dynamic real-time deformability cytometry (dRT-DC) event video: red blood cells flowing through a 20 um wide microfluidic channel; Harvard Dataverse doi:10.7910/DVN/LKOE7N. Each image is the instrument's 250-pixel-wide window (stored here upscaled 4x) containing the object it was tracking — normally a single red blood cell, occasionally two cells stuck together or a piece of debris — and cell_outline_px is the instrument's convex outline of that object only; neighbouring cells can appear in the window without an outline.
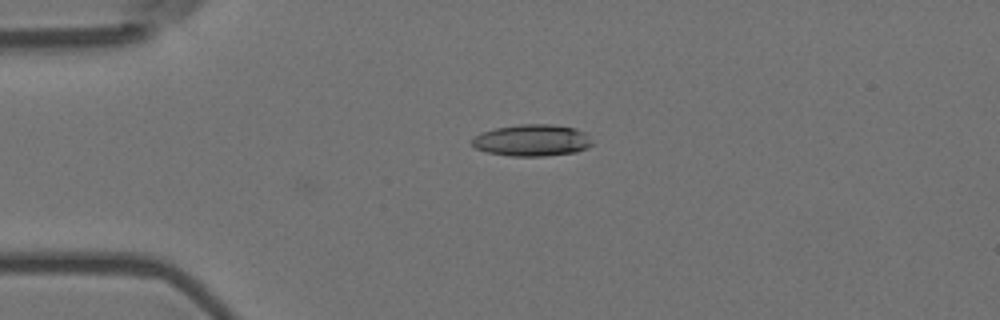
{"species": "Egyptian fruit bat (a non-hibernating species)", "species_latin": "Rousettus aegyptiacus", "temperature_condition": "room temperature", "stored_images_in_passage": 2, "camera_frame_rate_fps": 3000, "um_per_image_px": 0.085, "animal": {"sex": "female"}, "frame": {"image": 1, "passage_image": 2, "time_ms": 0.333, "image_size_px": [1000, 320], "cell_outline_px": [[592, 144], [576, 152], [544, 156], [508, 156], [488, 152], [476, 148], [472, 144], [472, 140], [480, 132], [496, 128], [520, 124], [552, 124], [576, 128], [584, 132]], "centroid_in_image_um": [45.2, 11.92], "position_along_channel_um": 39.8, "area_um2": 22.02}}